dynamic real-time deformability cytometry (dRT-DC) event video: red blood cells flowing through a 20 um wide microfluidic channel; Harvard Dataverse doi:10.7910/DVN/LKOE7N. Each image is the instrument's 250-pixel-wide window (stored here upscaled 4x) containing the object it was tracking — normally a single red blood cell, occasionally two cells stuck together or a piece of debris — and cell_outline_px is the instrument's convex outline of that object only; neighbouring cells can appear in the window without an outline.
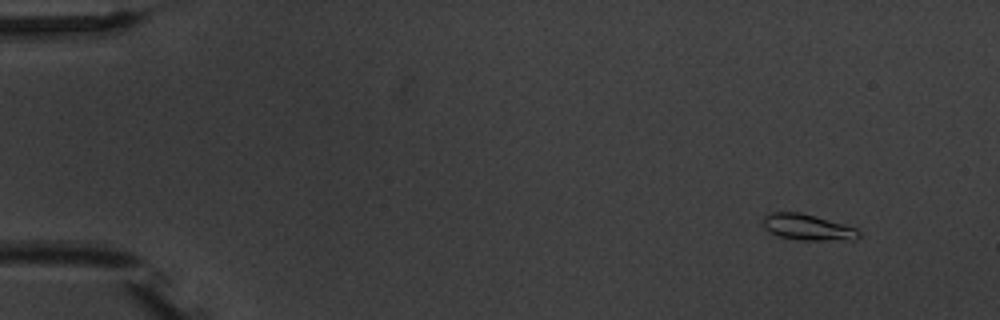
{"species": "common noctule bat (a hibernating species)", "species_latin": "Nyctalus noctula", "temperature_condition": "warm", "stored_images_in_passage": 6, "camera_frame_rate_fps": 3000, "um_per_image_px": 0.085, "animal": {"sex": "male", "body_mass_g": 20.1, "forearm_length_mm": 53.5}, "frame": {"image": 1, "passage_image": 2, "time_ms": 1.0, "image_size_px": [1000, 320], "cell_outline_px": [[860, 236], [856, 240], [800, 240], [780, 236], [764, 228], [764, 216], [768, 212], [800, 212], [816, 216], [856, 228], [860, 232]], "centroid_in_image_um": [68.67, 19.31], "position_along_channel_um": 16.3, "area_um2": 14.45}}